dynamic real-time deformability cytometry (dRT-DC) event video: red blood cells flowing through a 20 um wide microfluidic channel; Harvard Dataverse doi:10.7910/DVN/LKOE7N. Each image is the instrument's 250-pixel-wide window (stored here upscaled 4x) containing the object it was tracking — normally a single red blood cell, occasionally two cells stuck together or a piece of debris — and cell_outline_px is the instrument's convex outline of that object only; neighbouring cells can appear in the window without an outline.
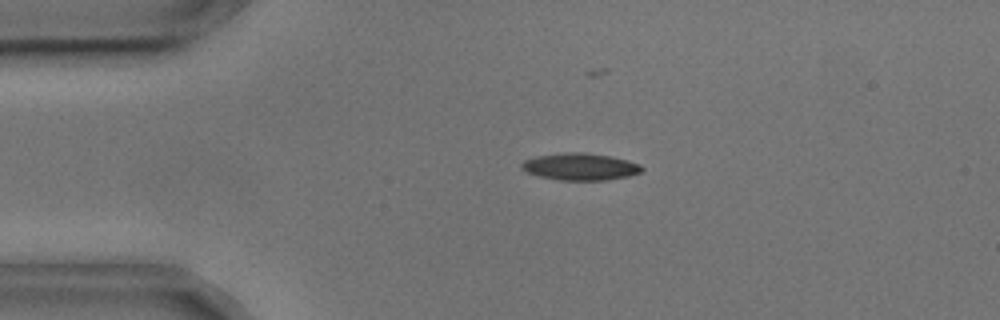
{"species": "common noctule bat (a hibernating species)", "species_latin": "Nyctalus noctula", "temperature_condition": "cold", "stored_images_in_passage": 44, "camera_frame_rate_fps": 3000, "um_per_image_px": 0.085, "animal": {"sex": "male", "body_mass_g": 17.9, "forearm_length_mm": 54.2}, "frame": {"image": 1, "passage_image": 9, "time_ms": 2.667, "image_size_px": [1000, 320], "cell_outline_px": [[644, 168], [640, 172], [628, 176], [604, 180], [560, 180], [540, 176], [528, 172], [520, 168], [520, 164], [524, 160], [536, 156], [564, 152], [584, 152], [608, 156], [628, 160], [640, 164]], "centroid_in_image_um": [49.3, 14.16], "position_along_channel_um": 35.7, "area_um2": 18.84}}
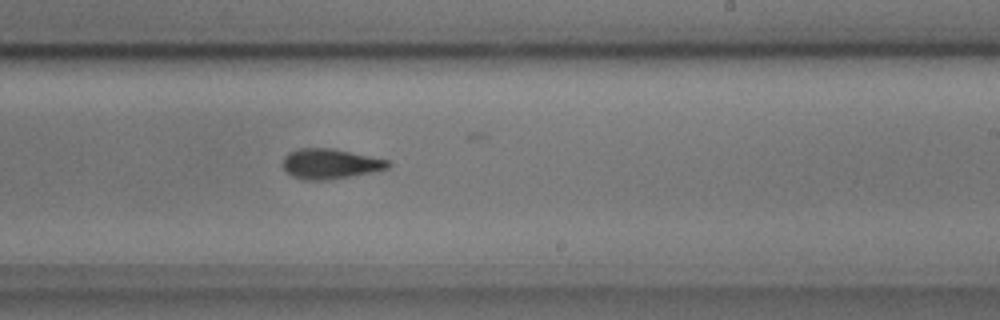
{"frame": {"image": 2, "passage_image": 30, "time_ms": 9.667, "image_size_px": [1000, 320], "cell_outline_px": [[392, 164], [388, 168], [372, 172], [324, 180], [304, 180], [292, 176], [284, 168], [284, 156], [288, 152], [300, 148], [332, 148], [388, 160]], "centroid_in_image_um": [28.05, 13.92], "position_along_channel_um": 260.9, "area_um2": 18.21}}
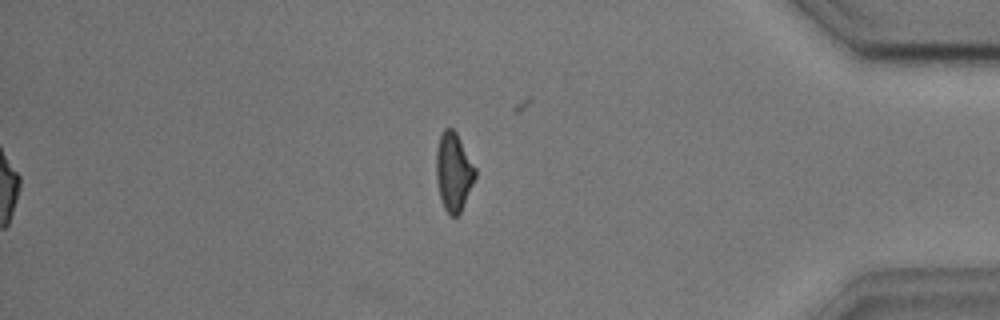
{"frame": {"image": 3, "passage_image": 44, "time_ms": 14.333, "image_size_px": [1000, 320], "cell_outline_px": [[476, 176], [460, 212], [456, 216], [452, 216], [444, 208], [440, 196], [436, 180], [436, 152], [440, 136], [444, 128], [452, 128], [456, 132], [476, 168]], "centroid_in_image_um": [38.55, 14.58], "position_along_channel_um": 396.7, "area_um2": 17.57}, "authors_computed_cell_mechanics": {"area_um2": 18.785, "velocity_mm_per_s": 3.6504, "shape_relaxation_time_tau1_ms": 4.1887, "shape_relaxation_time_tau2_ms": 2.4222, "deformation_change_tau1": 0.1474, "deformation_change_tau2": 0.0909}}